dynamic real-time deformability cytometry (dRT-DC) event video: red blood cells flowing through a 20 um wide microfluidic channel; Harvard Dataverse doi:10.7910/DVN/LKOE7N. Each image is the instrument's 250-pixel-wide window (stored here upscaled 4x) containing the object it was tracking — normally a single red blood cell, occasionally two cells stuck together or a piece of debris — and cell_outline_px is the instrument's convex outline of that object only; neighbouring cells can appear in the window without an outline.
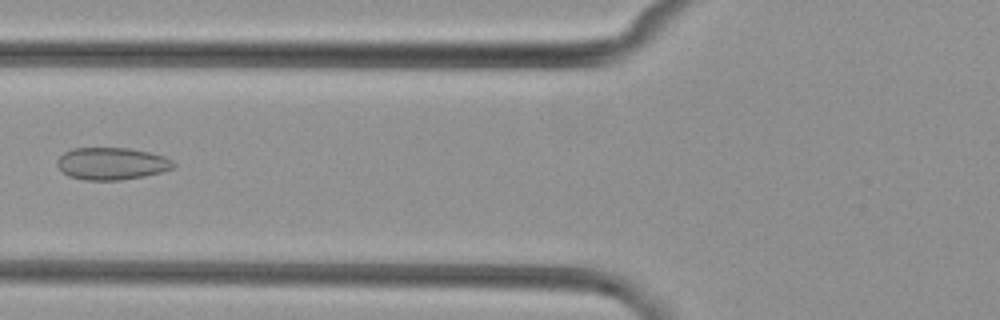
{"species": "common noctule bat (a hibernating species)", "species_latin": "Nyctalus noctula", "temperature_condition": "cold", "stored_images_in_passage": 6, "camera_frame_rate_fps": 3000, "um_per_image_px": 0.085, "animal": {"sex": "female", "body_mass_g": 29.2, "forearm_length_mm": 56.3}, "frame": {"image": 1, "passage_image": 6, "time_ms": 6.0, "image_size_px": [1000, 320], "cell_outline_px": [[176, 164], [172, 168], [160, 172], [144, 176], [120, 180], [84, 180], [68, 176], [56, 164], [56, 160], [64, 152], [72, 148], [128, 148], [148, 152], [164, 156], [172, 160]], "centroid_in_image_um": [9.47, 13.9], "position_along_channel_um": 116.3, "area_um2": 21.79}}